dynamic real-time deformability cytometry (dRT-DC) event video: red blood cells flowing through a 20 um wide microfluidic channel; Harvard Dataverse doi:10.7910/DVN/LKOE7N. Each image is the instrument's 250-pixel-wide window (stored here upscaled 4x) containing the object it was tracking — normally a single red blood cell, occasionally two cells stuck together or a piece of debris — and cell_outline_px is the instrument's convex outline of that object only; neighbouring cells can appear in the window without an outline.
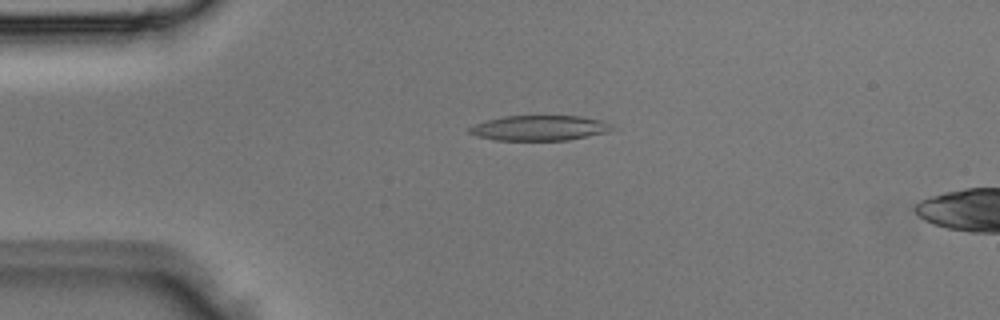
{"species": "Egyptian fruit bat (a non-hibernating species)", "species_latin": "Rousettus aegyptiacus", "temperature_condition": "room temperature", "stored_images_in_passage": 3, "camera_frame_rate_fps": 3000, "um_per_image_px": 0.085, "animal": {"sex": "male"}, "frame": {"image": 1, "passage_image": 2, "time_ms": 0.333, "image_size_px": [1000, 320], "cell_outline_px": [[620, 128], [608, 132], [568, 140], [496, 140], [476, 136], [468, 132], [468, 128], [476, 124], [488, 120], [504, 116], [580, 116], [604, 120]], "centroid_in_image_um": [45.95, 10.88], "position_along_channel_um": 39.1, "area_um2": 21.1}}